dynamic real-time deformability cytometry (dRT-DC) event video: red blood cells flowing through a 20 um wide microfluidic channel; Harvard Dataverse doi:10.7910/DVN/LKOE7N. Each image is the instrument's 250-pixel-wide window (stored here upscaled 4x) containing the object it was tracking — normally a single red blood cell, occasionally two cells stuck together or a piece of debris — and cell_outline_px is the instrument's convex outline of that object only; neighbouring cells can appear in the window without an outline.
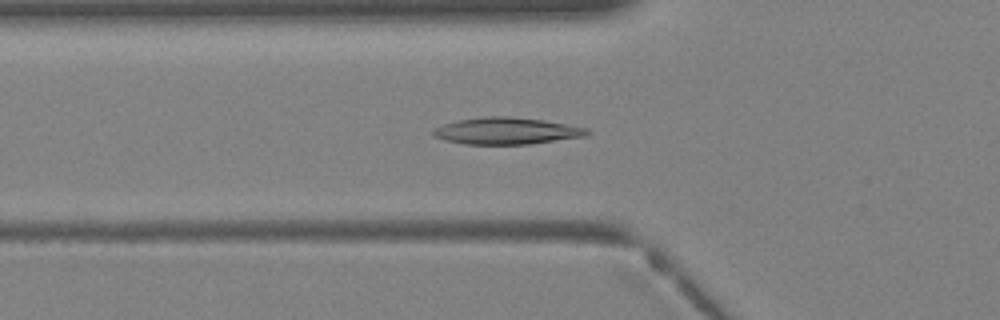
{"species": "Egyptian fruit bat (a non-hibernating species)", "species_latin": "Rousettus aegyptiacus", "temperature_condition": "warm", "stored_images_in_passage": 39, "camera_frame_rate_fps": 3000, "um_per_image_px": 0.085, "animal": {"sex": "female"}, "frame": {"image": 1, "passage_image": 13, "time_ms": 4.0, "image_size_px": [1000, 320], "cell_outline_px": [[592, 132], [588, 136], [528, 144], [464, 144], [444, 140], [436, 136], [432, 132], [432, 128], [444, 124], [460, 120], [484, 116], [508, 116], [544, 120], [588, 128]], "centroid_in_image_um": [43.09, 11.13], "position_along_channel_um": 82.7, "area_um2": 24.04}}
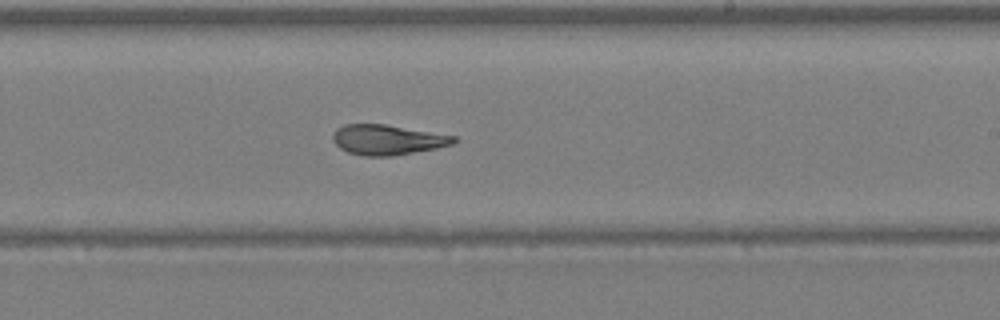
{"frame": {"image": 2, "passage_image": 23, "time_ms": 7.333, "image_size_px": [1000, 320], "cell_outline_px": [[460, 140], [456, 144], [436, 148], [392, 156], [364, 156], [348, 152], [340, 148], [332, 140], [332, 132], [336, 128], [344, 124], [384, 124], [456, 136]], "centroid_in_image_um": [32.94, 11.88], "position_along_channel_um": 256.1, "area_um2": 21.39}}
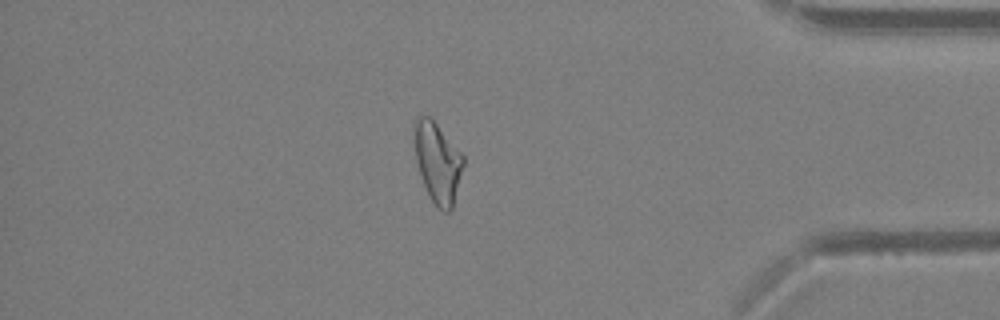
{"frame": {"image": 3, "passage_image": 33, "time_ms": 10.667, "image_size_px": [1000, 320], "cell_outline_px": [[464, 164], [452, 208], [448, 212], [444, 212], [436, 208], [424, 184], [416, 160], [412, 128], [412, 124], [420, 116], [428, 116], [436, 124], [464, 156]], "centroid_in_image_um": [37.18, 13.81], "position_along_channel_um": 398.0, "area_um2": 22.66}}